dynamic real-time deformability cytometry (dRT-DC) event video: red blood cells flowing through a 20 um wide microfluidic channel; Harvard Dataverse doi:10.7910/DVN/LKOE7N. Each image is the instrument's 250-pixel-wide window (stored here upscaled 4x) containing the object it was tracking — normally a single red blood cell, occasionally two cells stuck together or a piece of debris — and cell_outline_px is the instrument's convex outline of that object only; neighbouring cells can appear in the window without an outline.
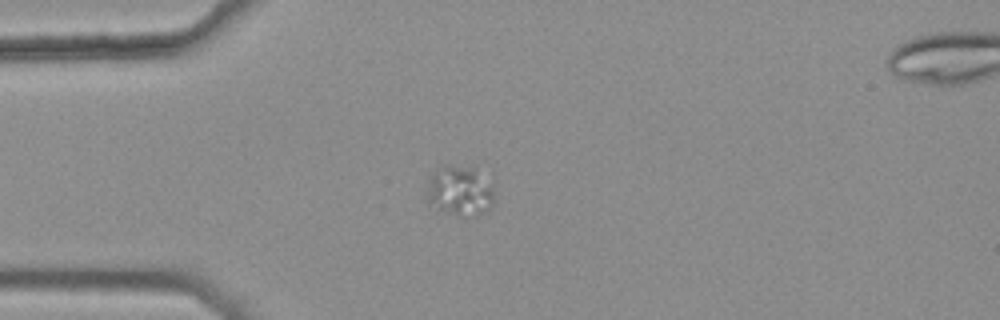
{"species": "common noctule bat (a hibernating species)", "species_latin": "Nyctalus noctula", "temperature_condition": "warm", "stored_images_in_passage": 5, "camera_frame_rate_fps": 3000, "um_per_image_px": 0.085, "animal": {"sex": "female", "body_mass_g": 25.1}, "frame": {"image": 1, "passage_image": 4, "time_ms": 1.0, "image_size_px": [1000, 320], "cell_outline_px": [[492, 204], [484, 212], [476, 216], [456, 216], [436, 212], [428, 200], [428, 180], [444, 164], [472, 168], [492, 188]], "centroid_in_image_um": [39.01, 16.3], "position_along_channel_um": 46.0, "area_um2": 19.25}}